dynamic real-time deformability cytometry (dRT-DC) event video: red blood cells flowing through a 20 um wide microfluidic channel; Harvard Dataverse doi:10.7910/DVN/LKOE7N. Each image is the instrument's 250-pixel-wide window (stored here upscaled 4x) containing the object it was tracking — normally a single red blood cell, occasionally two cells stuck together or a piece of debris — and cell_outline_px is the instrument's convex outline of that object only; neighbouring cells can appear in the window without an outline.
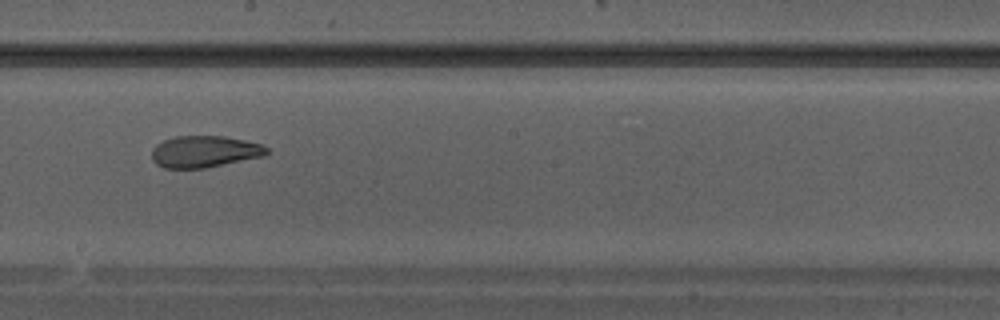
{"species": "Egyptian fruit bat (a non-hibernating species)", "species_latin": "Rousettus aegyptiacus", "temperature_condition": "warm", "stored_images_in_passage": 35, "camera_frame_rate_fps": 3000, "um_per_image_px": 0.085, "animal": {"sex": "male"}, "frame": {"image": 1, "passage_image": 20, "time_ms": 6.333, "image_size_px": [1000, 320], "cell_outline_px": [[268, 152], [264, 156], [204, 168], [164, 168], [156, 164], [152, 160], [152, 148], [156, 144], [164, 140], [176, 136], [224, 136], [244, 140], [260, 144], [268, 148]], "centroid_in_image_um": [17.35, 12.88], "position_along_channel_um": 230.8, "area_um2": 21.15}}